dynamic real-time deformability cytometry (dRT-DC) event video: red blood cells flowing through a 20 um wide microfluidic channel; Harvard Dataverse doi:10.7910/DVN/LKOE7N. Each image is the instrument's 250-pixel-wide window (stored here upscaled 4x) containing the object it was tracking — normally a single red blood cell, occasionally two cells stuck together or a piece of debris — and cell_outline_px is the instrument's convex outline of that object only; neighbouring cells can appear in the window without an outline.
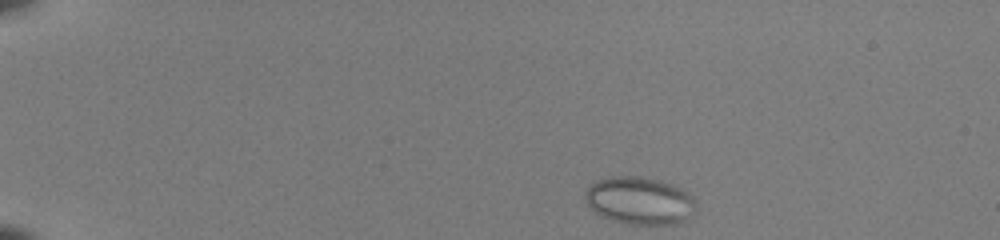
{"species": "common noctule bat (a hibernating species)", "species_latin": "Nyctalus noctula", "temperature_condition": "room temperature", "stored_images_in_passage": 44, "camera_frame_rate_fps": 3000, "um_per_image_px": 0.085, "animal": {"sex": "female", "body_mass_g": 22.0, "forearm_length_mm": 56.7}, "frame": {"image": 1, "passage_image": 1, "time_ms": 0.0, "image_size_px": [1000, 240], "cell_outline_px": [[696, 212], [672, 224], [636, 224], [616, 220], [604, 216], [596, 212], [588, 204], [584, 196], [588, 188], [592, 184], [600, 180], [612, 176], [640, 176], [656, 180], [680, 188], [692, 196]], "centroid_in_image_um": [54.36, 17.04], "position_along_channel_um": 30.6, "area_um2": 29.71}}
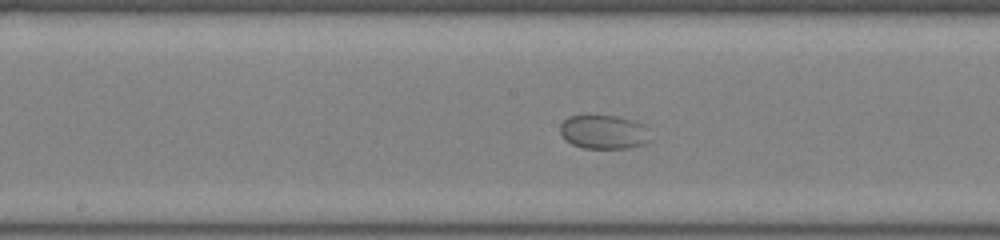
{"frame": {"image": 2, "passage_image": 21, "time_ms": 6.667, "image_size_px": [1000, 240], "cell_outline_px": [[652, 140], [644, 144], [628, 148], [584, 148], [572, 144], [560, 132], [560, 124], [568, 116], [588, 112], [620, 116], [644, 124]], "centroid_in_image_um": [51.32, 11.16], "position_along_channel_um": 196.9, "area_um2": 18.55}}
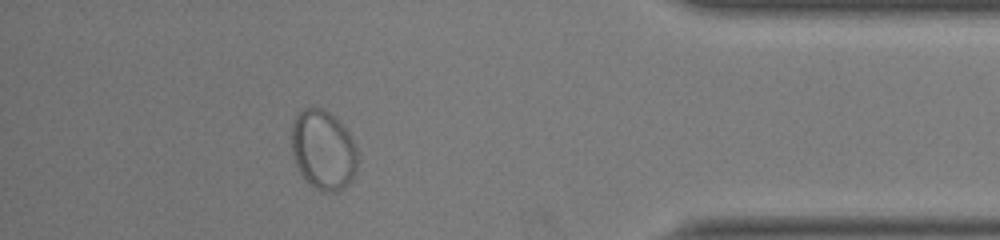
{"frame": {"image": 3, "passage_image": 39, "time_ms": 12.667, "image_size_px": [1000, 240], "cell_outline_px": [[356, 172], [352, 180], [344, 188], [336, 192], [324, 192], [308, 184], [304, 180], [296, 164], [292, 152], [292, 124], [296, 116], [304, 108], [324, 108], [348, 132], [356, 148]], "centroid_in_image_um": [27.46, 12.78], "position_along_channel_um": 407.7, "area_um2": 30.4}}